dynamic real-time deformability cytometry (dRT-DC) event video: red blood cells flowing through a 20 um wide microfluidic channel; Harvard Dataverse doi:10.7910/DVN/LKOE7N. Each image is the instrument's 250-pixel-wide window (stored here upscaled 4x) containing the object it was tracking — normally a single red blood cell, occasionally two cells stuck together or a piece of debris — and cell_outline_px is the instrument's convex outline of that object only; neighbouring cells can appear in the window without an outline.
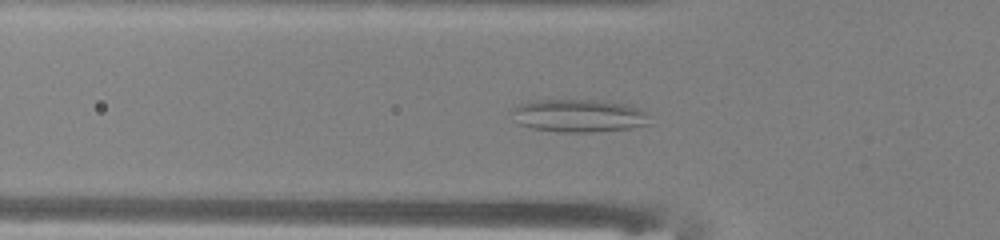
{"species": "common noctule bat (a hibernating species)", "species_latin": "Nyctalus noctula", "temperature_condition": "warm", "stored_images_in_passage": 49, "camera_frame_rate_fps": 3000, "um_per_image_px": 0.085, "animal": {"sex": "male", "body_mass_g": 13.0, "forearm_length_mm": 53.1}, "frame": {"image": 1, "passage_image": 15, "time_ms": 4.667, "image_size_px": [1000, 240], "cell_outline_px": [[652, 124], [632, 128], [592, 132], [560, 132], [532, 128], [516, 124], [508, 112], [516, 104], [528, 100], [600, 100], [628, 104], [644, 112]], "centroid_in_image_um": [49.1, 9.83], "position_along_channel_um": 76.7, "area_um2": 26.93}}
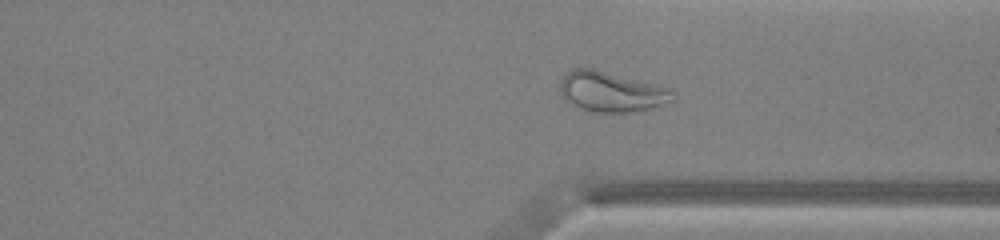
{"frame": {"image": 2, "passage_image": 36, "time_ms": 11.667, "image_size_px": [1000, 240], "cell_outline_px": [[676, 96], [672, 100], [648, 108], [628, 112], [596, 112], [580, 108], [572, 104], [560, 96], [560, 80], [572, 68], [592, 68], [656, 84], [668, 88]], "centroid_in_image_um": [51.91, 7.78], "position_along_channel_um": 359.5, "area_um2": 26.01}}
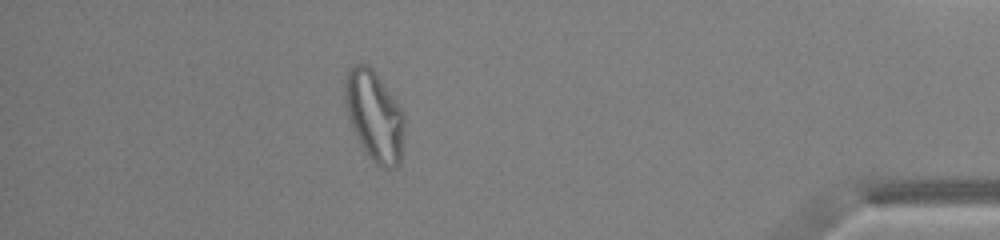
{"frame": {"image": 3, "passage_image": 43, "time_ms": 14.0, "image_size_px": [1000, 240], "cell_outline_px": [[404, 128], [400, 164], [396, 168], [384, 168], [376, 164], [368, 156], [352, 128], [348, 120], [344, 100], [344, 76], [348, 68], [356, 64], [368, 64], [376, 72], [400, 108], [404, 116]], "centroid_in_image_um": [31.79, 9.83], "position_along_channel_um": 403.4, "area_um2": 31.39}, "authors_computed_cell_mechanics": {"area_um2": 27.6862, "velocity_mm_per_s": 4.0366, "shape_relaxation_time_tau1_ms": null, "shape_relaxation_time_tau2_ms": 1.3657, "deformation_change_tau1": null, "deformation_change_tau2": 0.093}}